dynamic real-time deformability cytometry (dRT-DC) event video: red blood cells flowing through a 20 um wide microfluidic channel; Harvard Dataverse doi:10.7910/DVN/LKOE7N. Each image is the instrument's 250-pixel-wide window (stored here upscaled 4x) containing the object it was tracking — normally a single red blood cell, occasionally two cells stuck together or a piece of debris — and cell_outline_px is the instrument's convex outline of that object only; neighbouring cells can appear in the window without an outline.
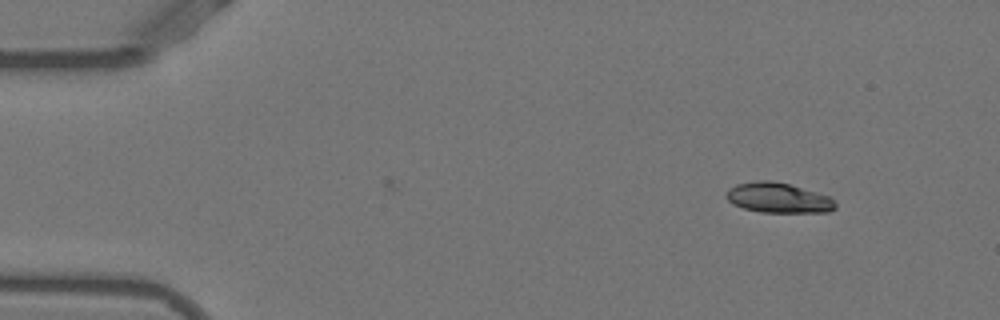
{"species": "Egyptian fruit bat (a non-hibernating species)", "species_latin": "Rousettus aegyptiacus", "temperature_condition": "warm", "stored_images_in_passage": 47, "camera_frame_rate_fps": 3000, "um_per_image_px": 0.085, "animal": {"sex": "female"}, "frame": {"image": 1, "passage_image": 1, "time_ms": 0.0, "image_size_px": [1000, 320], "cell_outline_px": [[836, 208], [828, 212], [760, 212], [744, 208], [732, 204], [724, 196], [728, 188], [736, 184], [756, 180], [768, 180], [788, 184], [832, 196], [836, 200]], "centroid_in_image_um": [66.16, 16.81], "position_along_channel_um": 18.8, "area_um2": 19.36}}
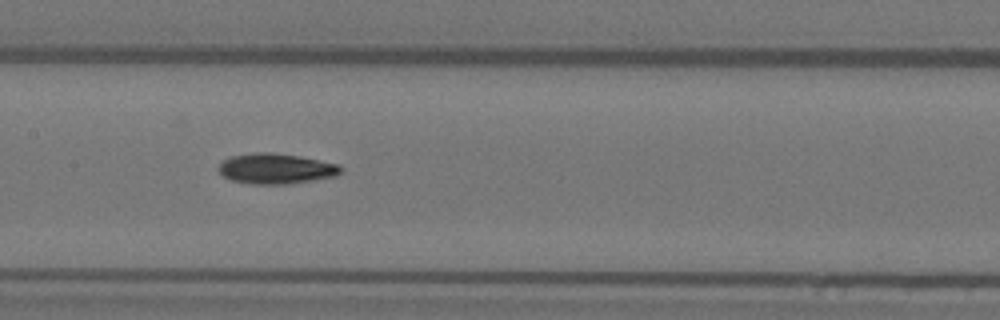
{"frame": {"image": 2, "passage_image": 21, "time_ms": 6.667, "image_size_px": [1000, 320], "cell_outline_px": [[344, 168], [336, 176], [288, 184], [252, 184], [232, 180], [224, 176], [216, 168], [224, 160], [232, 156], [256, 152], [268, 152], [300, 156], [340, 164]], "centroid_in_image_um": [23.48, 14.33], "position_along_channel_um": 183.9, "area_um2": 21.62}}
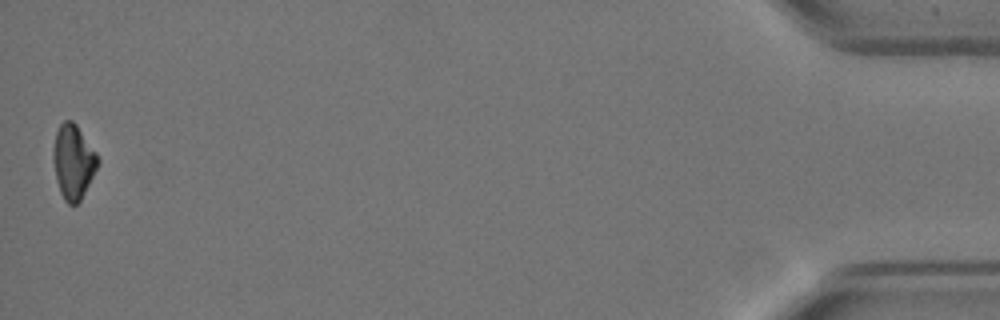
{"frame": {"image": 3, "passage_image": 47, "time_ms": 15.333, "image_size_px": [1000, 320], "cell_outline_px": [[100, 164], [80, 200], [76, 204], [68, 204], [64, 200], [60, 192], [56, 180], [52, 156], [52, 152], [56, 132], [60, 124], [64, 120], [72, 120], [76, 124], [96, 152], [100, 160]], "centroid_in_image_um": [6.23, 13.74], "position_along_channel_um": 429.0, "area_um2": 19.42}, "authors_computed_cell_mechanics": {"area_um2": 20.3456, "velocity_mm_per_s": 3.9001, "shape_relaxation_time_tau1_ms": 3.5802, "shape_relaxation_time_tau2_ms": 7.3389, "deformation_change_tau1": 0.1586, "deformation_change_tau2": 0.12}}